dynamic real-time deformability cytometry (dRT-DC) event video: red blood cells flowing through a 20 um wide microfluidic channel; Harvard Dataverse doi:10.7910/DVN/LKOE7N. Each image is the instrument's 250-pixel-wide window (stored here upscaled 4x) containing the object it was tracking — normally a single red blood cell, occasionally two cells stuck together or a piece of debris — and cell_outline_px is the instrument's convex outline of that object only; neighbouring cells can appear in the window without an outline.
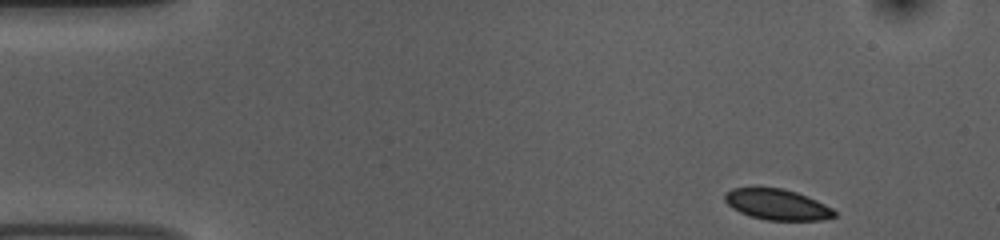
{"species": "common noctule bat (a hibernating species)", "species_latin": "Nyctalus noctula", "temperature_condition": "room temperature", "stored_images_in_passage": 49, "camera_frame_rate_fps": 3000, "um_per_image_px": 0.085, "animal": {"sex": "female", "body_mass_g": 10.0, "forearm_length_mm": 53.1}, "frame": {"image": 1, "passage_image": 1, "time_ms": 0.0, "image_size_px": [1000, 240], "cell_outline_px": [[836, 216], [820, 220], [764, 220], [740, 212], [732, 208], [724, 200], [724, 192], [732, 188], [752, 184], [784, 188], [796, 192], [816, 200], [832, 208], [836, 212]], "centroid_in_image_um": [65.97, 17.32], "position_along_channel_um": 19.0, "area_um2": 20.29}}
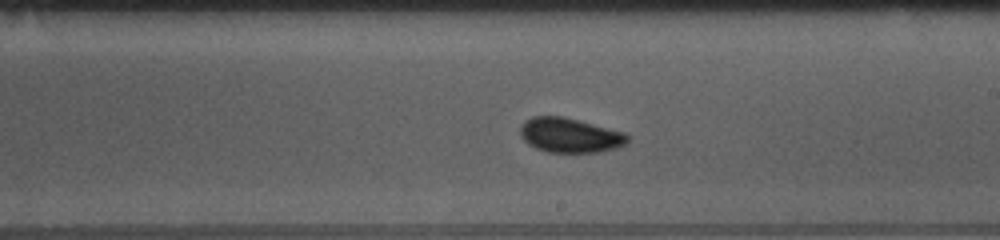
{"frame": {"image": 2, "passage_image": 26, "time_ms": 8.333, "image_size_px": [1000, 240], "cell_outline_px": [[628, 144], [616, 148], [600, 152], [548, 152], [536, 148], [528, 144], [520, 136], [520, 124], [524, 120], [532, 116], [564, 116], [624, 132], [628, 136]], "centroid_in_image_um": [48.42, 11.49], "position_along_channel_um": 240.6, "area_um2": 21.85}}
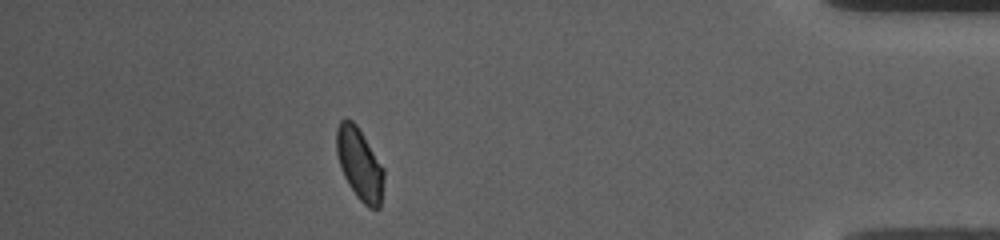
{"frame": {"image": 3, "passage_image": 43, "time_ms": 14.0, "image_size_px": [1000, 240], "cell_outline_px": [[384, 180], [380, 208], [368, 208], [356, 196], [348, 184], [344, 176], [336, 152], [336, 128], [340, 120], [352, 120], [356, 124], [384, 168]], "centroid_in_image_um": [30.57, 13.96], "position_along_channel_um": 404.6, "area_um2": 19.77}, "authors_computed_cell_mechanics": {"area_um2": 20.7502, "velocity_mm_per_s": 3.7005, "shape_relaxation_time_tau1_ms": 1.4153, "shape_relaxation_time_tau2_ms": null, "deformation_change_tau1": 0.0713, "deformation_change_tau2": null}}